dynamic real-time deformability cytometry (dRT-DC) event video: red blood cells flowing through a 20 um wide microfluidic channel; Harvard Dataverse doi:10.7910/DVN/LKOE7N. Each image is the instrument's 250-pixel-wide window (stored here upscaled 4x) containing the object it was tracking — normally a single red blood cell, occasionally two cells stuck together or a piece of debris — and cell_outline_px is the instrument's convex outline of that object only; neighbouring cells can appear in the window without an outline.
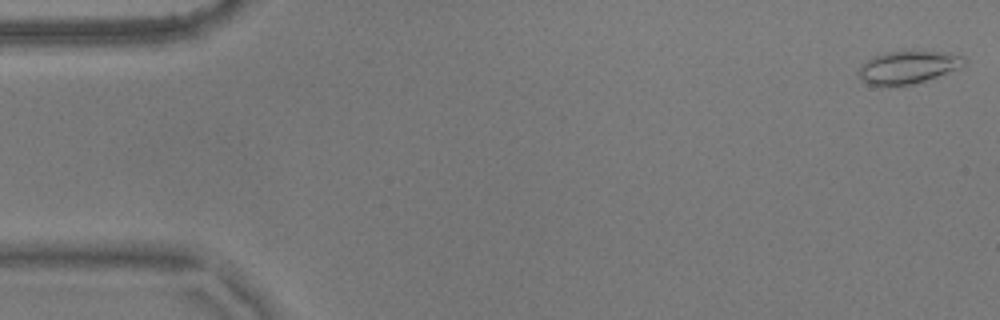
{"species": "common noctule bat (a hibernating species)", "species_latin": "Nyctalus noctula", "temperature_condition": "warm", "stored_images_in_passage": 50, "camera_frame_rate_fps": 3000, "um_per_image_px": 0.085, "animal": {"sex": "male", "body_mass_g": 17.9}, "frame": {"image": 1, "passage_image": 1, "time_ms": 0.0, "image_size_px": [1000, 320], "cell_outline_px": [[968, 60], [960, 68], [912, 84], [868, 84], [856, 72], [872, 56], [884, 52], [908, 48], [912, 48], [944, 52], [964, 56]], "centroid_in_image_um": [77.23, 5.63], "position_along_channel_um": 7.8, "area_um2": 20.35}}
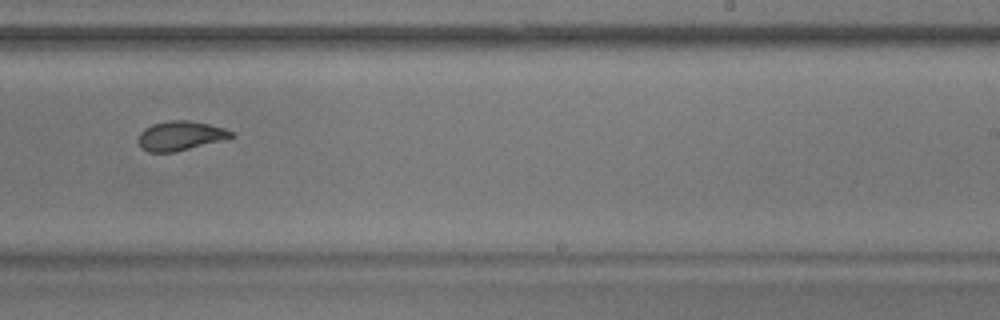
{"frame": {"image": 2, "passage_image": 34, "time_ms": 11.0, "image_size_px": [1000, 320], "cell_outline_px": [[236, 136], [176, 152], [148, 152], [140, 148], [136, 140], [140, 132], [144, 128], [152, 124], [168, 120], [188, 120], [208, 124], [224, 128], [232, 132]], "centroid_in_image_um": [15.27, 11.54], "position_along_channel_um": 273.7, "area_um2": 16.01}}
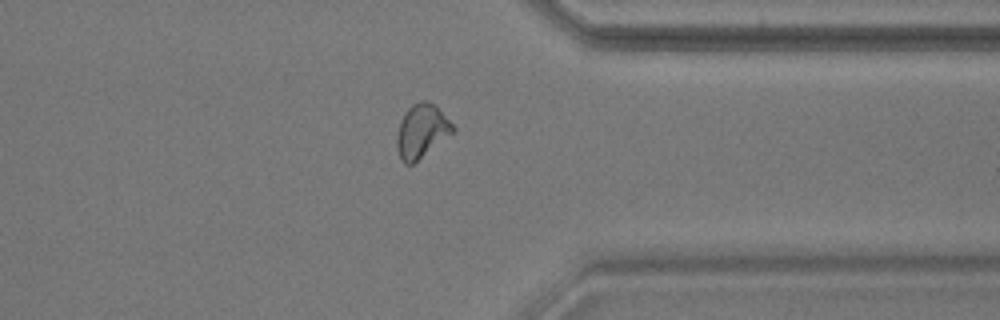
{"frame": {"image": 3, "passage_image": 43, "time_ms": 14.0, "image_size_px": [1000, 320], "cell_outline_px": [[456, 132], [412, 164], [404, 164], [400, 160], [396, 144], [396, 136], [400, 124], [408, 108], [412, 104], [420, 100], [428, 100], [436, 104], [456, 128]], "centroid_in_image_um": [35.87, 11.13], "position_along_channel_um": 375.5, "area_um2": 17.74}, "authors_computed_cell_mechanics": {"area_um2": 16.9065, "velocity_mm_per_s": 3.5933, "shape_relaxation_time_tau1_ms": 3.1658, "shape_relaxation_time_tau2_ms": 1.3244, "deformation_change_tau1": 0.1224, "deformation_change_tau2": 0.0718}}